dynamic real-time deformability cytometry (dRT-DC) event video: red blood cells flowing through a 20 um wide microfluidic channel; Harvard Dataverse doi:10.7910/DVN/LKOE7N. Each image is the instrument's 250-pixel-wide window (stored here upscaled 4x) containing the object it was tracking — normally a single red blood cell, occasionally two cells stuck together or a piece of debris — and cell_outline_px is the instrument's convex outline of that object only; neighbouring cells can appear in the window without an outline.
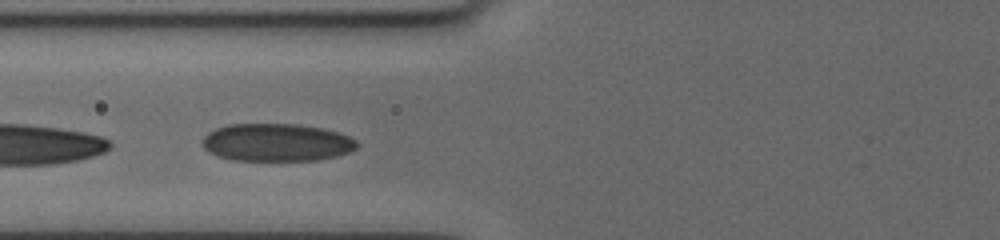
{"species": "human", "species_latin": "Homo sapiens", "temperature_condition": "cold", "stored_images_in_passage": 6, "camera_frame_rate_fps": 3000, "um_per_image_px": 0.085, "donor": {"sex": "female"}, "frame": {"image": 1, "passage_image": 5, "time_ms": 3.333, "image_size_px": [1000, 240], "cell_outline_px": [[356, 148], [348, 152], [336, 156], [316, 160], [232, 160], [216, 156], [208, 152], [204, 148], [204, 136], [208, 132], [216, 128], [228, 124], [296, 124], [320, 128], [336, 132], [348, 136], [356, 140]], "centroid_in_image_um": [23.47, 12.11], "position_along_channel_um": 102.3, "area_um2": 33.76}}